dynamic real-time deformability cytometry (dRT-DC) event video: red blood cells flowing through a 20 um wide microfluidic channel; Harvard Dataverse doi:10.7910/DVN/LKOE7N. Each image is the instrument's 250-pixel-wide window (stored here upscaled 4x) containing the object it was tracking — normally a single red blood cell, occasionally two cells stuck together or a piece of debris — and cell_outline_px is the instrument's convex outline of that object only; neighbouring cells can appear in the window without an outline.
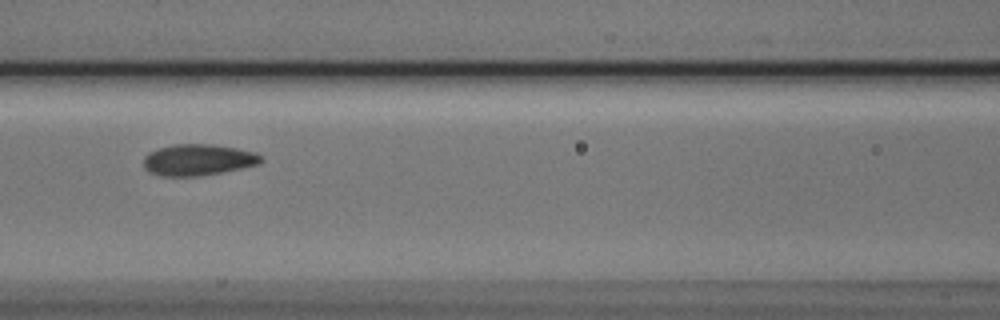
{"species": "Egyptian fruit bat (a non-hibernating species)", "species_latin": "Rousettus aegyptiacus", "temperature_condition": "cold", "stored_images_in_passage": 5, "camera_frame_rate_fps": 3000, "um_per_image_px": 0.085, "animal": {"sex": "male"}, "frame": {"image": 1, "passage_image": 3, "time_ms": 0.667, "image_size_px": [1000, 320], "cell_outline_px": [[264, 160], [260, 164], [200, 176], [160, 176], [148, 172], [144, 168], [144, 156], [148, 152], [160, 148], [176, 144], [212, 144], [236, 148], [256, 152]], "centroid_in_image_um": [16.82, 13.59], "position_along_channel_um": 149.8, "area_um2": 21.44}}
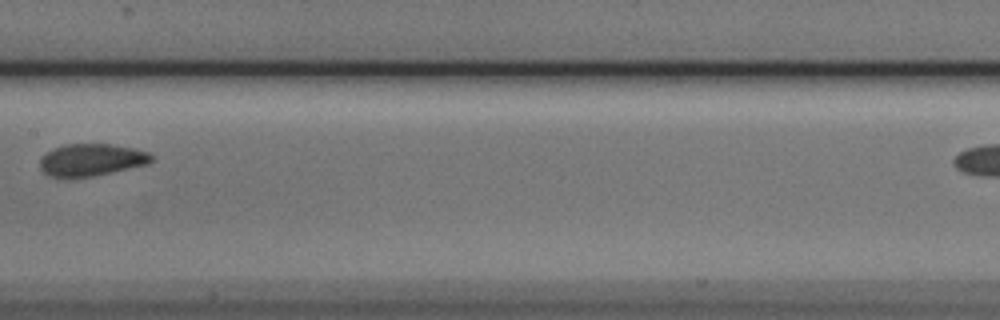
{"frame": {"image": 2, "passage_image": 4, "time_ms": 1.0, "image_size_px": [1000, 320], "cell_outline_px": [[156, 156], [148, 164], [112, 172], [92, 176], [48, 176], [40, 168], [40, 156], [52, 148], [64, 144], [112, 144], [132, 148], [148, 152]], "centroid_in_image_um": [7.77, 13.56], "position_along_channel_um": 199.6, "area_um2": 20.87}}